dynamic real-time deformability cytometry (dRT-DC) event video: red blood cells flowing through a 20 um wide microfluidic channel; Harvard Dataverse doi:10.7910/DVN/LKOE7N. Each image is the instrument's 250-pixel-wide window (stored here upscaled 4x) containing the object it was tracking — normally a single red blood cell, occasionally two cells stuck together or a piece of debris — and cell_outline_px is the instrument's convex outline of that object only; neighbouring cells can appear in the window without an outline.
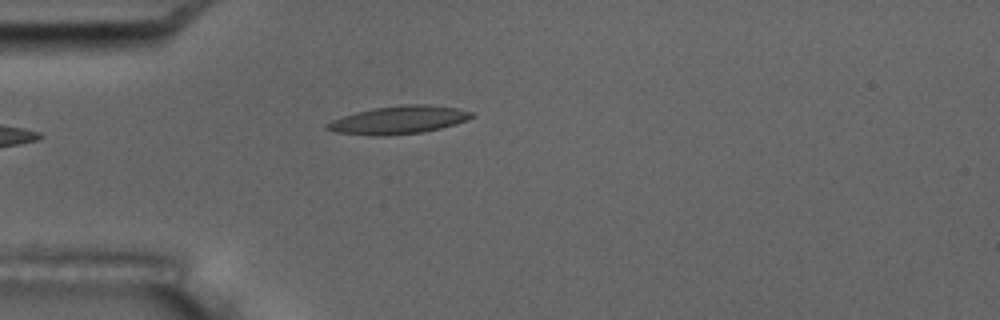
{"species": "common noctule bat (a hibernating species)", "species_latin": "Nyctalus noctula", "temperature_condition": "room temperature", "stored_images_in_passage": 5, "camera_frame_rate_fps": 3000, "um_per_image_px": 0.085, "animal": {"sex": "male", "body_mass_g": 17.5, "forearm_length_mm": 52.3}, "frame": {"image": 1, "passage_image": 5, "time_ms": 4.667, "image_size_px": [1000, 320], "cell_outline_px": [[476, 116], [468, 120], [456, 124], [424, 132], [388, 136], [376, 136], [336, 132], [324, 128], [324, 124], [332, 120], [356, 112], [376, 108], [400, 104], [428, 104], [460, 108], [472, 112]], "centroid_in_image_um": [33.93, 10.19], "position_along_channel_um": 51.1, "area_um2": 23.81}}